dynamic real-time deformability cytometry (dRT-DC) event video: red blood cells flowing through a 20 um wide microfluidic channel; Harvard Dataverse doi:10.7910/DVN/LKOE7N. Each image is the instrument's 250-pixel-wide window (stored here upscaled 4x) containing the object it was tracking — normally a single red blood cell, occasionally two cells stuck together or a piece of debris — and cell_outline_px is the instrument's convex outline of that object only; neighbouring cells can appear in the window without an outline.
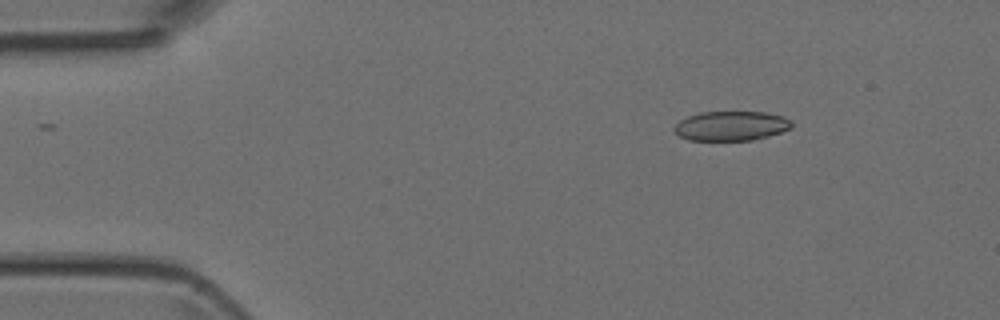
{"species": "Egyptian fruit bat (a non-hibernating species)", "species_latin": "Rousettus aegyptiacus", "temperature_condition": "room temperature", "stored_images_in_passage": 5, "camera_frame_rate_fps": 3000, "um_per_image_px": 0.085, "animal": {"sex": "female"}, "frame": {"image": 1, "passage_image": 2, "time_ms": 2.0, "image_size_px": [1000, 320], "cell_outline_px": [[792, 128], [768, 136], [752, 140], [688, 140], [680, 136], [672, 128], [680, 120], [688, 116], [700, 112], [764, 112], [784, 116], [792, 120]], "centroid_in_image_um": [62.16, 10.7], "position_along_channel_um": 22.8, "area_um2": 20.23}}